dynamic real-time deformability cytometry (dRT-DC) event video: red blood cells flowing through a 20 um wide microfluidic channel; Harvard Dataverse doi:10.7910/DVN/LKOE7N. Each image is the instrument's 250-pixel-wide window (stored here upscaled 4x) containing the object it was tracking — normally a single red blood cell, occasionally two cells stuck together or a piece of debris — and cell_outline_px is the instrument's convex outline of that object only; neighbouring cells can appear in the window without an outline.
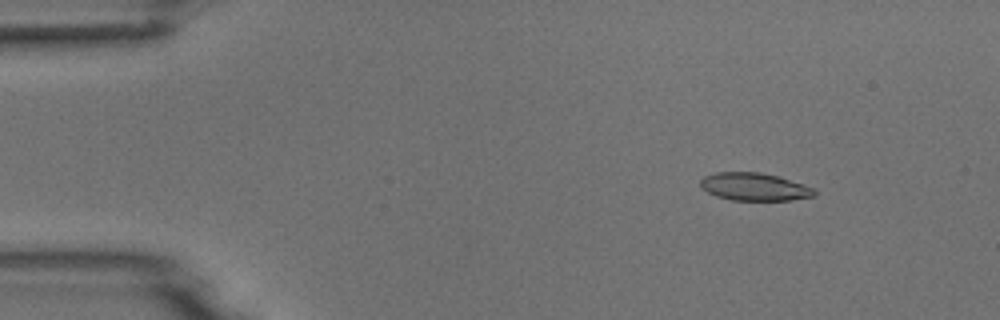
{"species": "common noctule bat (a hibernating species)", "species_latin": "Nyctalus noctula", "temperature_condition": "room temperature", "stored_images_in_passage": 53, "camera_frame_rate_fps": 3000, "um_per_image_px": 0.085, "animal": {"sex": "male", "body_mass_g": 18.8}, "frame": {"image": 1, "passage_image": 6, "time_ms": 1.667, "image_size_px": [1000, 320], "cell_outline_px": [[816, 196], [792, 200], [732, 200], [716, 196], [700, 188], [700, 180], [704, 176], [716, 172], [760, 172], [776, 176], [804, 184], [812, 188], [816, 192]], "centroid_in_image_um": [64.1, 15.88], "position_along_channel_um": 20.9, "area_um2": 18.44}}
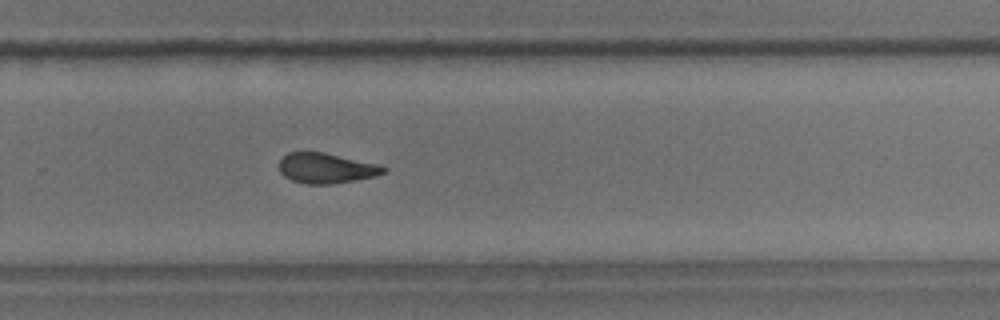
{"frame": {"image": 2, "passage_image": 35, "time_ms": 11.333, "image_size_px": [1000, 320], "cell_outline_px": [[388, 168], [384, 172], [376, 176], [332, 184], [308, 184], [292, 180], [284, 176], [280, 172], [280, 160], [288, 152], [324, 152], [380, 164]], "centroid_in_image_um": [27.75, 14.29], "position_along_channel_um": 302.0, "area_um2": 18.38}}
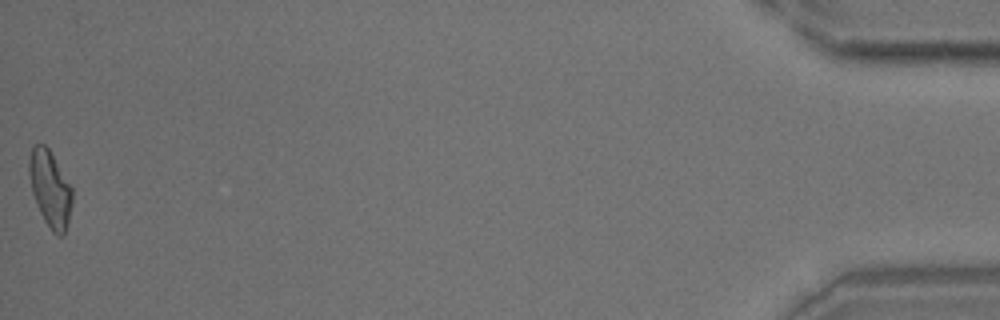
{"frame": {"image": 3, "passage_image": 53, "time_ms": 17.333, "image_size_px": [1000, 320], "cell_outline_px": [[72, 204], [64, 236], [56, 236], [52, 232], [44, 220], [36, 204], [32, 192], [28, 172], [28, 160], [32, 144], [44, 144], [48, 148], [72, 188]], "centroid_in_image_um": [4.23, 16.05], "position_along_channel_um": 431.0, "area_um2": 19.19}}